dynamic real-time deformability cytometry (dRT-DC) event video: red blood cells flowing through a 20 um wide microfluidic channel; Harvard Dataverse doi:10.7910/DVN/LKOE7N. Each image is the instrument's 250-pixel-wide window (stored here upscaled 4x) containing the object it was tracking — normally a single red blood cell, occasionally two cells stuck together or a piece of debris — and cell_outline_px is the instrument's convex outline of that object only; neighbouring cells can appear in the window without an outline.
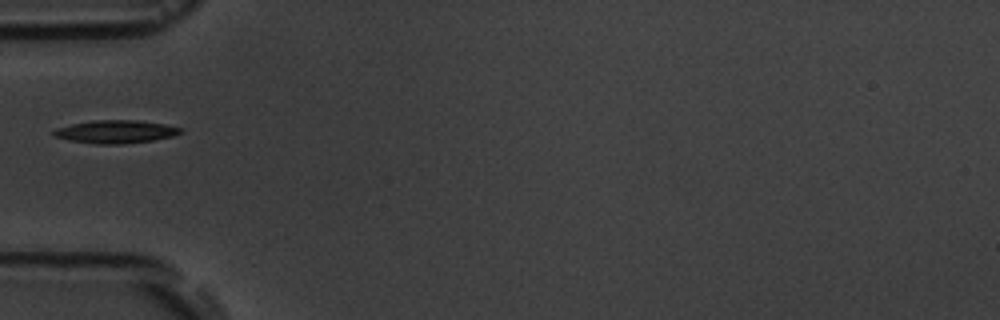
{"species": "common noctule bat (a hibernating species)", "species_latin": "Nyctalus noctula", "temperature_condition": "room temperature", "stored_images_in_passage": 9, "camera_frame_rate_fps": 3000, "um_per_image_px": 0.085, "animal": {"sex": "male", "body_mass_g": 19.5, "forearm_length_mm": 54.6}, "frame": {"image": 1, "passage_image": 3, "time_ms": 2.333, "image_size_px": [1000, 320], "cell_outline_px": [[184, 132], [172, 136], [152, 140], [124, 144], [96, 144], [68, 140], [56, 136], [52, 132], [56, 128], [72, 124], [92, 120], [136, 120], [164, 124], [184, 128]], "centroid_in_image_um": [9.86, 11.19], "position_along_channel_um": 75.1, "area_um2": 16.99}}
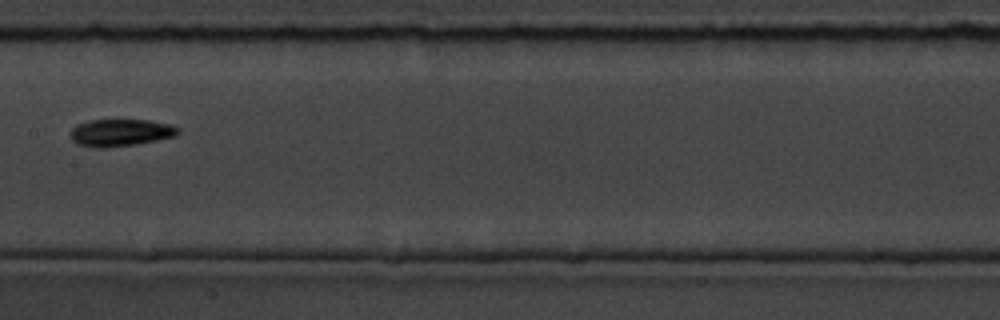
{"frame": {"image": 2, "passage_image": 6, "time_ms": 5.667, "image_size_px": [1000, 320], "cell_outline_px": [[180, 132], [176, 136], [136, 144], [104, 148], [92, 148], [76, 144], [72, 140], [72, 128], [76, 124], [88, 120], [148, 120], [168, 124], [180, 128]], "centroid_in_image_um": [10.23, 11.28], "position_along_channel_um": 197.2, "area_um2": 17.11}}
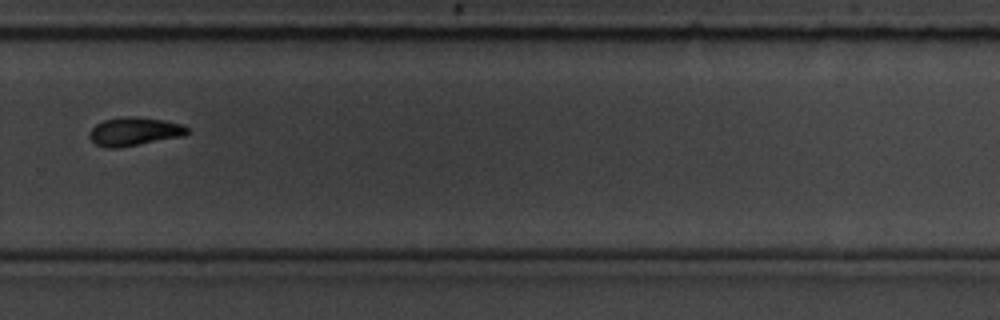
{"frame": {"image": 3, "passage_image": 9, "time_ms": 9.0, "image_size_px": [1000, 320], "cell_outline_px": [[188, 132], [184, 136], [120, 148], [104, 148], [96, 144], [88, 136], [92, 128], [96, 124], [104, 120], [124, 116], [136, 116], [164, 120], [184, 124], [188, 128]], "centroid_in_image_um": [11.43, 11.18], "position_along_channel_um": 318.4, "area_um2": 16.42}}